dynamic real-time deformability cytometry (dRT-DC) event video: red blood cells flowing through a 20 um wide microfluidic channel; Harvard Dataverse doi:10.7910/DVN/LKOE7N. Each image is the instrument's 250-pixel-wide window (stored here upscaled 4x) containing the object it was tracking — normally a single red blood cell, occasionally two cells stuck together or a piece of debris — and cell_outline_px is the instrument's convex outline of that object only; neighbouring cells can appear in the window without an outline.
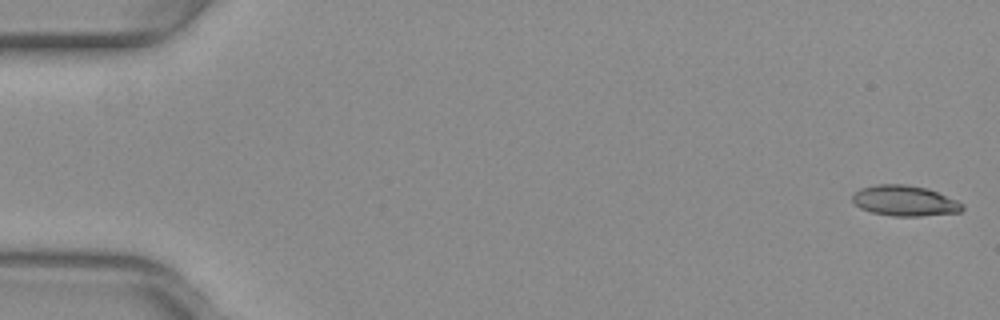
{"species": "common noctule bat (a hibernating species)", "species_latin": "Nyctalus noctula", "temperature_condition": "warm", "stored_images_in_passage": 52, "camera_frame_rate_fps": 3000, "um_per_image_px": 0.085, "animal": {"sex": "female", "body_mass_g": 29.2, "forearm_length_mm": 56.3}, "frame": {"image": 1, "passage_image": 1, "time_ms": 0.0, "image_size_px": [1000, 320], "cell_outline_px": [[964, 208], [960, 212], [920, 216], [892, 216], [872, 212], [860, 208], [852, 200], [852, 196], [860, 188], [876, 184], [908, 184], [928, 188], [956, 200], [964, 204]], "centroid_in_image_um": [76.91, 17.06], "position_along_channel_um": 8.1, "area_um2": 19.59}}
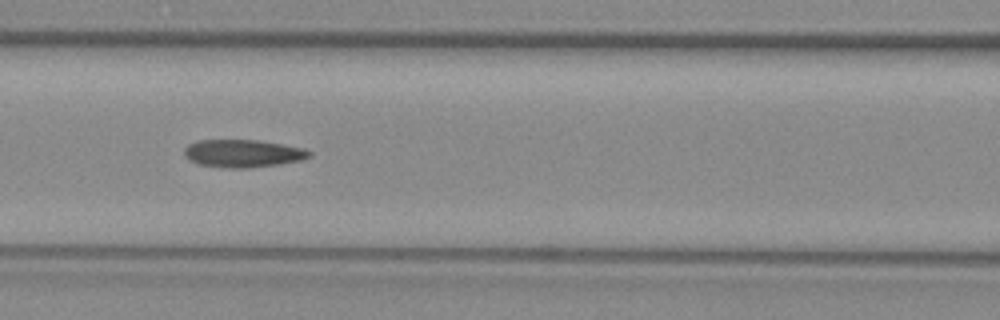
{"frame": {"image": 2, "passage_image": 23, "time_ms": 7.333, "image_size_px": [1000, 320], "cell_outline_px": [[312, 156], [300, 160], [280, 164], [248, 168], [228, 168], [200, 164], [188, 160], [184, 156], [184, 148], [188, 144], [200, 140], [256, 140], [304, 148], [312, 152]], "centroid_in_image_um": [20.63, 13.04], "position_along_channel_um": 146.0, "area_um2": 20.17}}
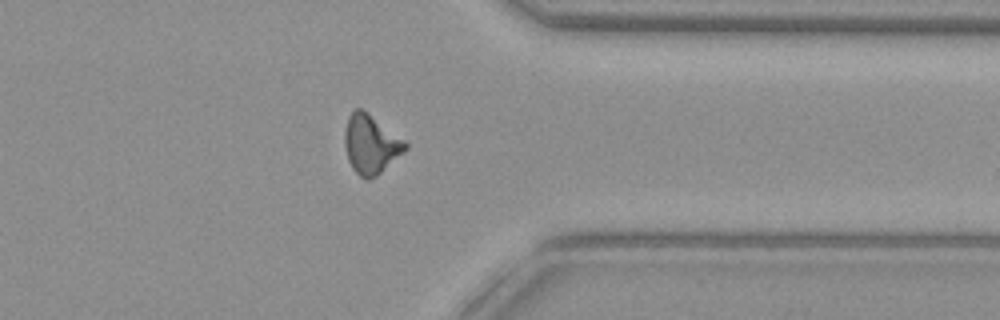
{"frame": {"image": 3, "passage_image": 41, "time_ms": 13.333, "image_size_px": [1000, 320], "cell_outline_px": [[408, 148], [404, 152], [376, 176], [368, 180], [364, 180], [352, 168], [348, 160], [344, 144], [344, 132], [348, 116], [356, 108], [360, 108], [404, 140], [408, 144]], "centroid_in_image_um": [31.49, 12.29], "position_along_channel_um": 379.9, "area_um2": 20.52}, "authors_computed_cell_mechanics": {"area_um2": 19.8543, "velocity_mm_per_s": 4.0302, "shape_relaxation_time_tau1_ms": null, "shape_relaxation_time_tau2_ms": 3.9933, "deformation_change_tau1": null, "deformation_change_tau2": 0.121}}